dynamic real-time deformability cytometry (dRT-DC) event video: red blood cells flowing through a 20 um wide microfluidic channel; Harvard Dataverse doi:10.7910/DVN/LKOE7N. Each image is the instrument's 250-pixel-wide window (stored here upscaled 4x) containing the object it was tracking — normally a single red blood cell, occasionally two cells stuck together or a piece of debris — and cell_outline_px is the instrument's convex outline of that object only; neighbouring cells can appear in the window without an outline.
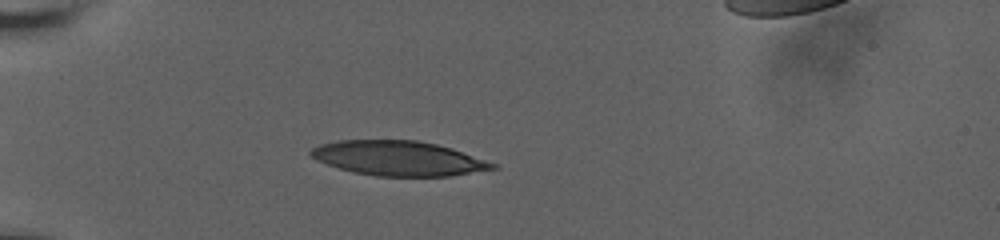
{"species": "human", "species_latin": "Homo sapiens", "temperature_condition": "room temperature", "stored_images_in_passage": 4, "camera_frame_rate_fps": 3000, "um_per_image_px": 0.085, "donor": {"sex": "male"}, "frame": {"image": 1, "passage_image": 2, "time_ms": 1.0, "image_size_px": [1000, 240], "cell_outline_px": [[500, 168], [452, 176], [376, 176], [352, 172], [316, 160], [308, 152], [312, 148], [320, 144], [336, 140], [416, 140], [436, 144], [452, 148], [500, 164]], "centroid_in_image_um": [33.93, 13.46], "position_along_channel_um": 51.1, "area_um2": 37.05}}
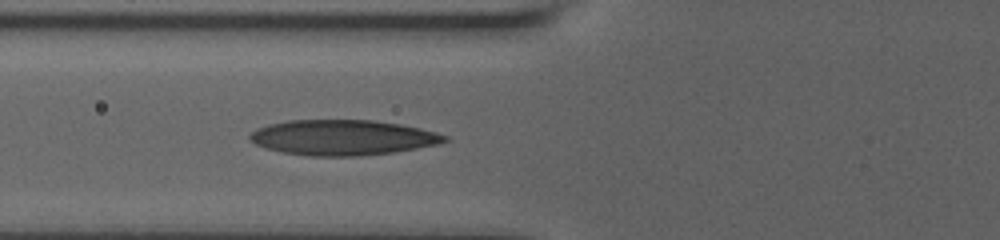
{"frame": {"image": 2, "passage_image": 4, "time_ms": 3.0, "image_size_px": [1000, 240], "cell_outline_px": [[448, 140], [436, 144], [416, 148], [392, 152], [360, 156], [308, 156], [280, 152], [256, 144], [248, 140], [248, 136], [256, 128], [268, 124], [288, 120], [372, 120], [400, 124], [420, 128], [436, 132], [448, 136]], "centroid_in_image_um": [29.08, 11.69], "position_along_channel_um": 96.7, "area_um2": 40.11}}